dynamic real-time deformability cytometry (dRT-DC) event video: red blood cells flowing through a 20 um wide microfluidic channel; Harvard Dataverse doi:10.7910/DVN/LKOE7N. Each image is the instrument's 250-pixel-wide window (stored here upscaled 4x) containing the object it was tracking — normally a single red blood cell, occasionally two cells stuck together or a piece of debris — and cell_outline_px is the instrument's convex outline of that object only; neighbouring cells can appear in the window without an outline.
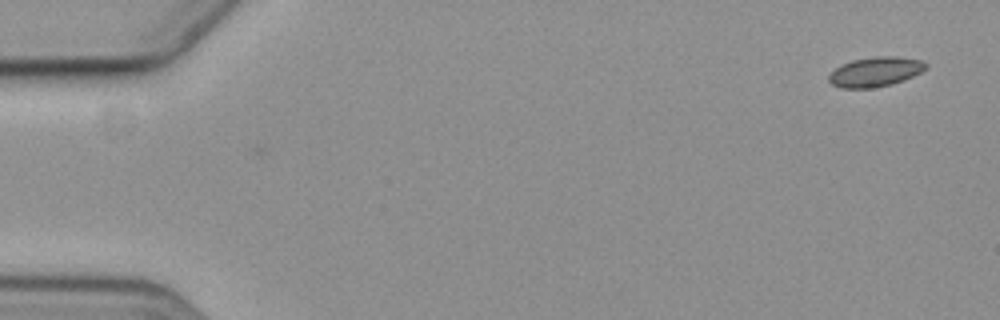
{"species": "common noctule bat (a hibernating species)", "species_latin": "Nyctalus noctula", "temperature_condition": "cold", "stored_images_in_passage": 6, "camera_frame_rate_fps": 3000, "um_per_image_px": 0.085, "animal": {"sex": "female", "body_mass_g": 19.3, "forearm_length_mm": 54.1}, "frame": {"image": 1, "passage_image": 6, "time_ms": 1.667, "image_size_px": [1000, 320], "cell_outline_px": [[928, 68], [904, 80], [892, 84], [872, 88], [840, 88], [832, 84], [828, 80], [828, 76], [840, 64], [852, 60], [876, 56], [896, 56], [920, 60], [928, 64]], "centroid_in_image_um": [74.4, 6.1], "position_along_channel_um": 10.6, "area_um2": 16.82}}